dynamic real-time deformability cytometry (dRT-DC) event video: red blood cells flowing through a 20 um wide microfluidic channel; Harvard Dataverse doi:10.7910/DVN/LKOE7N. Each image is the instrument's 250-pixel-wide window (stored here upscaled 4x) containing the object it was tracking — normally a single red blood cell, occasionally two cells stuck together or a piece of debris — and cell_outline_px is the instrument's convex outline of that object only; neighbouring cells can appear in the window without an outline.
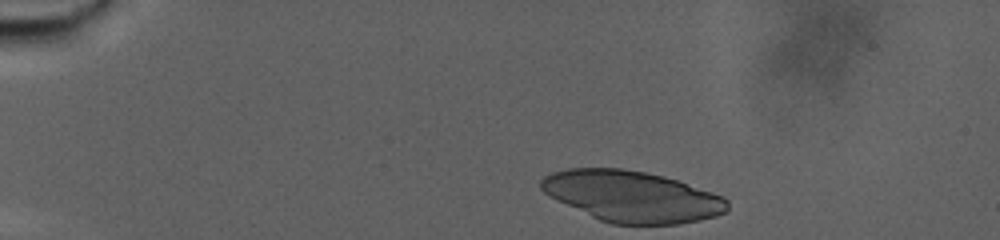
{"species": "human", "species_latin": "Homo sapiens", "temperature_condition": "warm", "stored_images_in_passage": 62, "camera_frame_rate_fps": 3000, "um_per_image_px": 0.085, "donor": {"sex": "male"}, "frame": {"image": 1, "passage_image": 1, "time_ms": 0.0, "image_size_px": [1000, 240], "cell_outline_px": [[728, 212], [716, 216], [700, 220], [680, 224], [612, 224], [600, 220], [556, 200], [548, 196], [540, 188], [540, 180], [544, 176], [552, 172], [568, 168], [620, 168], [644, 172], [664, 176], [724, 196], [728, 200]], "centroid_in_image_um": [53.72, 16.69], "position_along_channel_um": 31.3, "area_um2": 55.49}}